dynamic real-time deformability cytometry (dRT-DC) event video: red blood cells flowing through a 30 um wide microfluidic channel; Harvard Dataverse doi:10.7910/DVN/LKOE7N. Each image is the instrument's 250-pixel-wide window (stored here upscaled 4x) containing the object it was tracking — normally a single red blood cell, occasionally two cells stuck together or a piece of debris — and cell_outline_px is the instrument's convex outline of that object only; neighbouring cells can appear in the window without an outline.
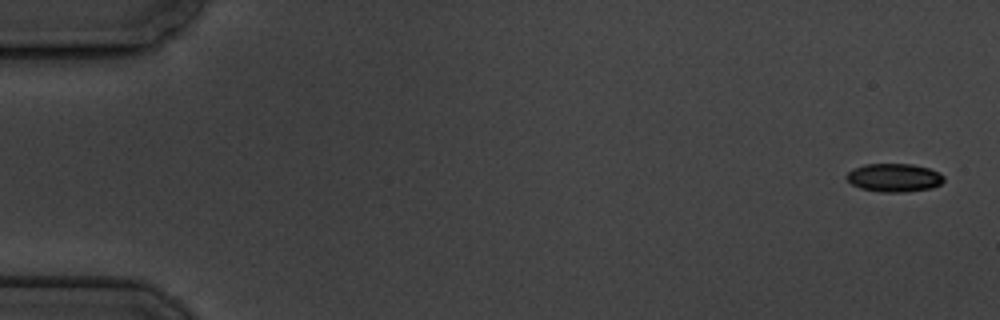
{"species": "common noctule bat (a hibernating species)", "species_latin": "Nyctalus noctula", "temperature_condition": "cold", "stored_images_in_passage": 5, "camera_frame_rate_fps": 3000, "um_per_image_px": 0.085, "animal": {"sex": "male", "body_mass_g": 19.5, "forearm_length_mm": 54.6}, "frame": {"image": 1, "passage_image": 1, "time_ms": 0.0, "image_size_px": [1000, 320], "cell_outline_px": [[944, 180], [940, 184], [932, 188], [908, 192], [880, 192], [860, 188], [852, 184], [844, 176], [848, 172], [864, 164], [912, 164], [928, 168], [944, 176]], "centroid_in_image_um": [75.99, 15.11], "position_along_channel_um": 9.0, "area_um2": 16.01}}
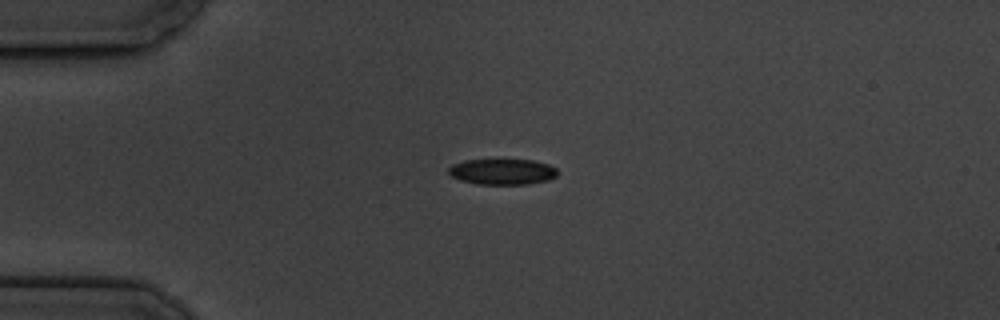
{"frame": {"image": 2, "passage_image": 5, "time_ms": 4.333, "image_size_px": [1000, 320], "cell_outline_px": [[556, 176], [548, 180], [528, 184], [476, 184], [460, 180], [452, 176], [448, 172], [448, 168], [452, 164], [464, 160], [532, 160], [548, 164], [556, 168]], "centroid_in_image_um": [42.67, 14.6], "position_along_channel_um": 42.3, "area_um2": 16.3}}